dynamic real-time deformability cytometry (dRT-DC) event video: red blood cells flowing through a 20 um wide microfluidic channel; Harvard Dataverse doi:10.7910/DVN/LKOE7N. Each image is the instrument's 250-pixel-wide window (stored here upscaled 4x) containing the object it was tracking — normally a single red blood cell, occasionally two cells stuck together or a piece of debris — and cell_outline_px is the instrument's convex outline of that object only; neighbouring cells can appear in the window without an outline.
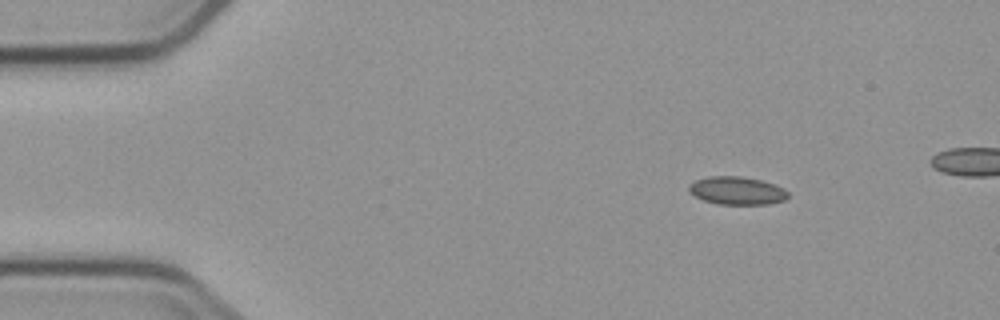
{"species": "common noctule bat (a hibernating species)", "species_latin": "Nyctalus noctula", "temperature_condition": "cold", "stored_images_in_passage": 6, "camera_frame_rate_fps": 3000, "um_per_image_px": 0.085, "animal": {"sex": "male", "body_mass_g": 23.1, "forearm_length_mm": 52.7}, "frame": {"image": 1, "passage_image": 2, "time_ms": 1.0, "image_size_px": [1000, 320], "cell_outline_px": [[788, 196], [784, 200], [768, 204], [716, 204], [704, 200], [688, 192], [688, 184], [696, 180], [708, 176], [740, 176], [760, 180], [784, 188], [788, 192]], "centroid_in_image_um": [62.61, 16.2], "position_along_channel_um": 22.4, "area_um2": 16.13}}